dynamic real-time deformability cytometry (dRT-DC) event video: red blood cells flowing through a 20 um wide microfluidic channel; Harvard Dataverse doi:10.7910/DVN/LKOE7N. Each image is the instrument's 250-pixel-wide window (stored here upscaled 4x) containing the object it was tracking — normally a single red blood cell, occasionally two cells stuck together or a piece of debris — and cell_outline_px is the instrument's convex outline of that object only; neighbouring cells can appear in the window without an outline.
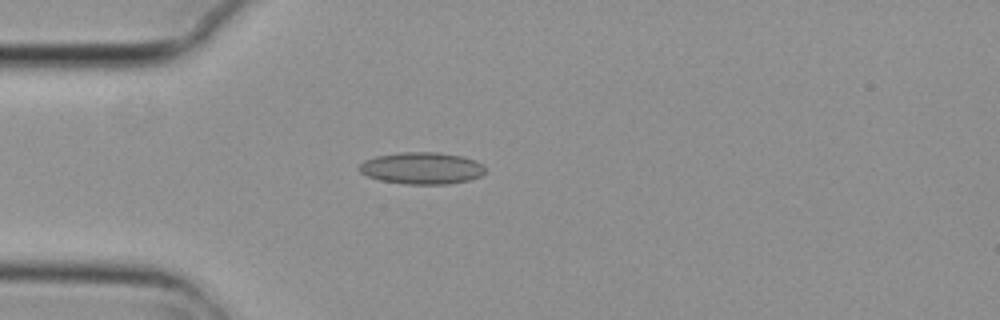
{"species": "common noctule bat (a hibernating species)", "species_latin": "Nyctalus noctula", "temperature_condition": "cold", "stored_images_in_passage": 4, "camera_frame_rate_fps": 3000, "um_per_image_px": 0.085, "animal": {"sex": "female", "body_mass_g": 29.2, "forearm_length_mm": 56.3}, "frame": {"image": 1, "passage_image": 3, "time_ms": 0.667, "image_size_px": [1000, 320], "cell_outline_px": [[484, 172], [480, 176], [468, 180], [448, 184], [404, 184], [380, 180], [368, 176], [360, 172], [356, 168], [364, 160], [376, 156], [400, 152], [440, 152], [460, 156], [476, 160], [484, 168]], "centroid_in_image_um": [35.81, 14.29], "position_along_channel_um": 49.2, "area_um2": 23.41}}